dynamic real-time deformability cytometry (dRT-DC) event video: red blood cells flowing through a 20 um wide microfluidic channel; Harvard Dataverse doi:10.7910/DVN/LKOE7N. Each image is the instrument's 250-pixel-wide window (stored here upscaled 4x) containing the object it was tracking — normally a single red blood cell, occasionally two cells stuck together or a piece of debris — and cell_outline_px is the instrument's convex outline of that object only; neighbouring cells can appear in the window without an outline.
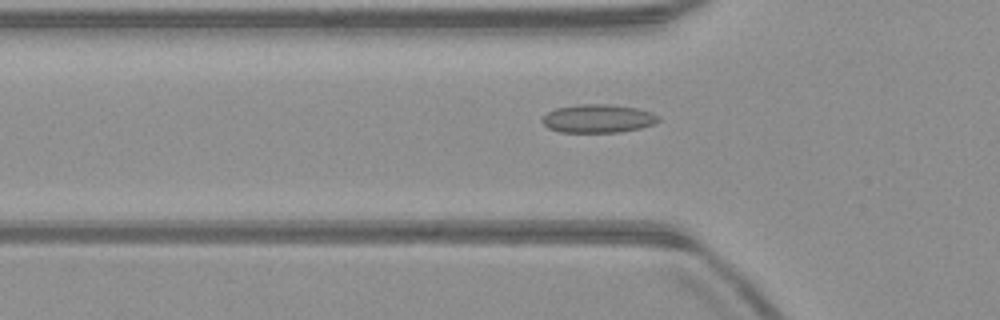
{"species": "common noctule bat (a hibernating species)", "species_latin": "Nyctalus noctula", "temperature_condition": "warm", "stored_images_in_passage": 39, "camera_frame_rate_fps": 3000, "um_per_image_px": 0.085, "animal": {"sex": "male", "body_mass_g": 23.1, "forearm_length_mm": 52.7}, "frame": {"image": 1, "passage_image": 11, "time_ms": 3.333, "image_size_px": [1000, 320], "cell_outline_px": [[660, 120], [652, 124], [640, 128], [620, 132], [560, 132], [548, 128], [540, 120], [548, 112], [556, 108], [580, 104], [608, 104], [640, 108], [652, 112], [660, 116]], "centroid_in_image_um": [50.85, 10.07], "position_along_channel_um": 74.9, "area_um2": 19.31}}
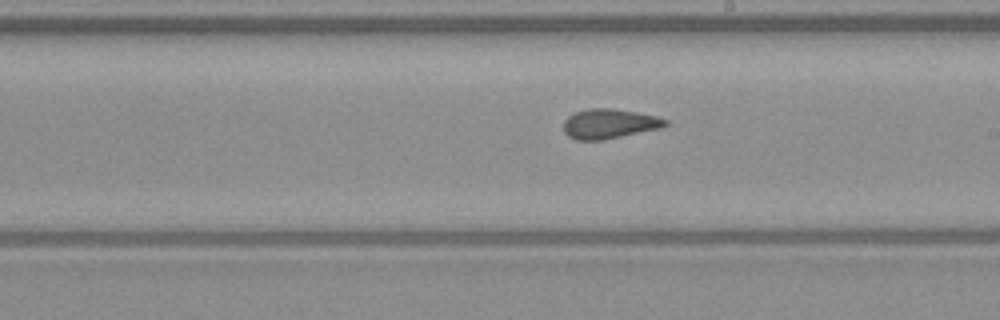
{"frame": {"image": 2, "passage_image": 23, "time_ms": 7.333, "image_size_px": [1000, 320], "cell_outline_px": [[668, 124], [660, 128], [604, 140], [576, 140], [568, 136], [564, 132], [564, 120], [568, 116], [576, 112], [588, 108], [612, 108], [636, 112], [656, 116], [668, 120]], "centroid_in_image_um": [51.77, 10.52], "position_along_channel_um": 237.2, "area_um2": 17.63}}
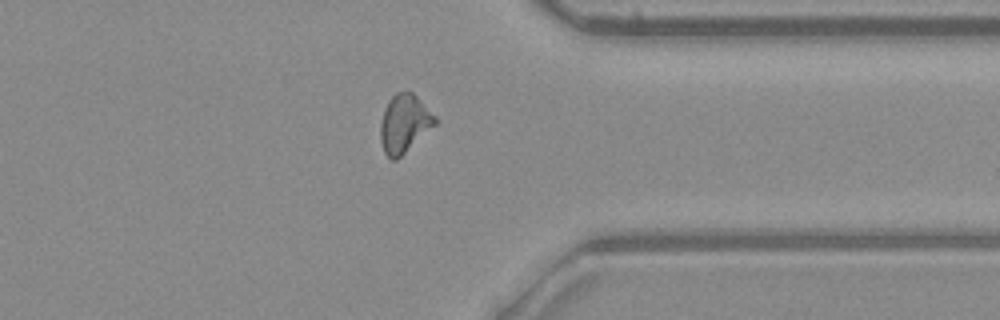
{"frame": {"image": 3, "passage_image": 34, "time_ms": 11.0, "image_size_px": [1000, 320], "cell_outline_px": [[436, 124], [396, 160], [392, 160], [384, 152], [380, 140], [380, 124], [384, 108], [388, 100], [396, 92], [412, 92], [436, 116]], "centroid_in_image_um": [34.34, 10.49], "position_along_channel_um": 377.1, "area_um2": 18.32}, "authors_computed_cell_mechanics": {"area_um2": 17.8024, "velocity_mm_per_s": 4.0296, "shape_relaxation_time_tau1_ms": null, "shape_relaxation_time_tau2_ms": 1.3689, "deformation_change_tau1": null, "deformation_change_tau2": 0.0881}}